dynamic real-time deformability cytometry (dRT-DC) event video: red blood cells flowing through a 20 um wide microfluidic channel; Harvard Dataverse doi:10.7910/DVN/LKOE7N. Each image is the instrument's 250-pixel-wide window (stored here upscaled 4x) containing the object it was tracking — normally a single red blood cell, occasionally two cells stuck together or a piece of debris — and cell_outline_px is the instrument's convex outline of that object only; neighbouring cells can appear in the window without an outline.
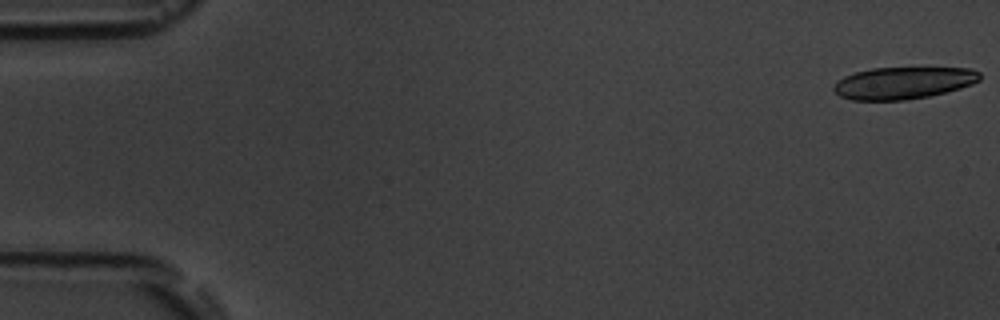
{"species": "common noctule bat (a hibernating species)", "species_latin": "Nyctalus noctula", "temperature_condition": "room temperature", "stored_images_in_passage": 6, "camera_frame_rate_fps": 3000, "um_per_image_px": 0.085, "animal": {"sex": "male", "body_mass_g": 19.5, "forearm_length_mm": 54.6}, "frame": {"image": 1, "passage_image": 1, "time_ms": 0.0, "image_size_px": [1000, 320], "cell_outline_px": [[980, 80], [972, 84], [960, 88], [928, 96], [908, 100], [852, 100], [840, 96], [832, 88], [836, 80], [844, 76], [856, 72], [872, 68], [972, 68], [980, 72]], "centroid_in_image_um": [76.76, 7.05], "position_along_channel_um": 8.2, "area_um2": 27.28}}